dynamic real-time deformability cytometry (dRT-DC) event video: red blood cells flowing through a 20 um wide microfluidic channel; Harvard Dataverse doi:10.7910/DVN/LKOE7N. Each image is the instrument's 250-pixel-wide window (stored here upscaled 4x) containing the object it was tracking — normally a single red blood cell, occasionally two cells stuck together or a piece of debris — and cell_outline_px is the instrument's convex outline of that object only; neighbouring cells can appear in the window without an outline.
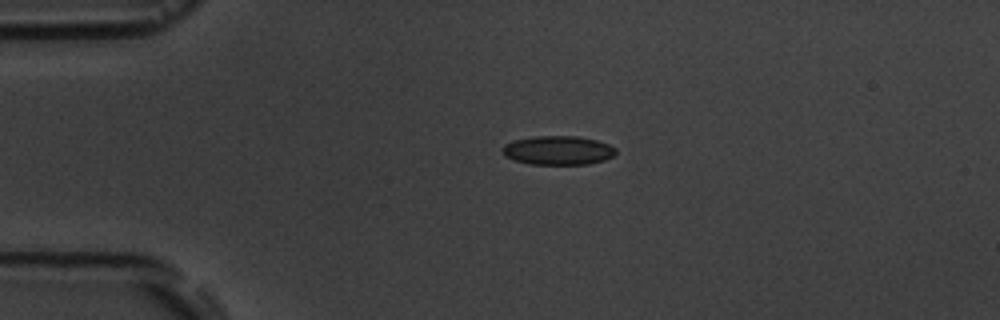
{"species": "common noctule bat (a hibernating species)", "species_latin": "Nyctalus noctula", "temperature_condition": "room temperature", "stored_images_in_passage": 2, "camera_frame_rate_fps": 3000, "um_per_image_px": 0.085, "animal": {"sex": "male", "body_mass_g": 19.5, "forearm_length_mm": 54.6}, "frame": {"image": 1, "passage_image": 1, "time_ms": 0.0, "image_size_px": [1000, 320], "cell_outline_px": [[616, 152], [612, 156], [604, 160], [588, 164], [528, 164], [504, 156], [500, 148], [504, 144], [512, 140], [536, 136], [580, 136], [596, 140], [608, 144], [616, 148]], "centroid_in_image_um": [47.4, 12.77], "position_along_channel_um": 37.6, "area_um2": 19.25}}